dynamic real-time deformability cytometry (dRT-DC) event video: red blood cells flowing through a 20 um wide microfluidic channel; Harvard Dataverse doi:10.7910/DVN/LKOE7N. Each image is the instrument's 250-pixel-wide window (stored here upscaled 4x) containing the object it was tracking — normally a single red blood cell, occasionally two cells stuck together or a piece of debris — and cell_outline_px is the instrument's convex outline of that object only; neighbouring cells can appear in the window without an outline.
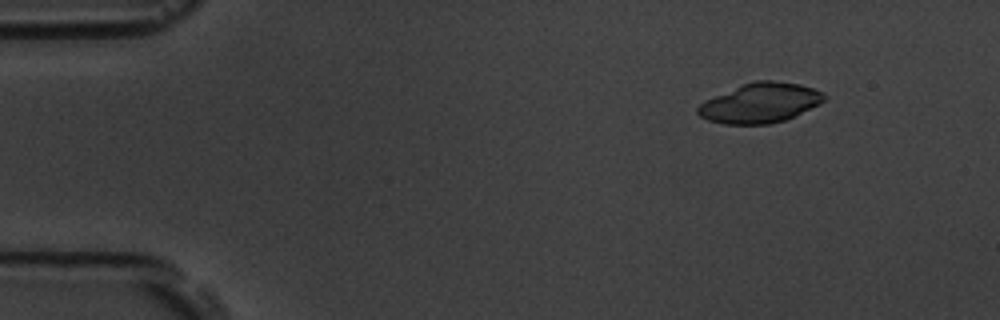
{"species": "common noctule bat (a hibernating species)", "species_latin": "Nyctalus noctula", "temperature_condition": "room temperature", "stored_images_in_passage": 55, "camera_frame_rate_fps": 3000, "um_per_image_px": 0.085, "animal": {"sex": "male", "body_mass_g": 19.5, "forearm_length_mm": 54.6}, "frame": {"image": 1, "passage_image": 7, "time_ms": 2.0, "image_size_px": [1000, 320], "cell_outline_px": [[828, 96], [820, 104], [784, 120], [768, 124], [724, 124], [708, 120], [700, 116], [696, 112], [696, 108], [704, 100], [744, 84], [756, 80], [772, 80], [800, 84], [824, 92]], "centroid_in_image_um": [64.62, 8.75], "position_along_channel_um": 20.4, "area_um2": 29.13}}
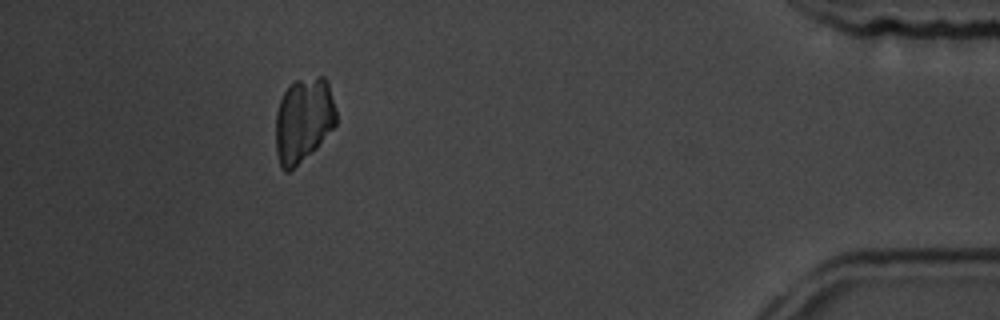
{"frame": {"image": 2, "passage_image": 50, "time_ms": 16.333, "image_size_px": [1000, 320], "cell_outline_px": [[336, 124], [316, 148], [288, 172], [284, 172], [280, 168], [276, 152], [276, 112], [280, 100], [284, 92], [296, 80], [320, 76], [324, 76], [328, 80], [336, 108]], "centroid_in_image_um": [25.79, 10.19], "position_along_channel_um": 409.4, "area_um2": 29.82}}